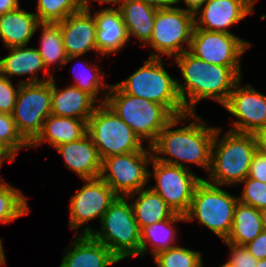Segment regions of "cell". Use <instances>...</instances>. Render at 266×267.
<instances>
[{
	"label": "cell",
	"mask_w": 266,
	"mask_h": 267,
	"mask_svg": "<svg viewBox=\"0 0 266 267\" xmlns=\"http://www.w3.org/2000/svg\"><path fill=\"white\" fill-rule=\"evenodd\" d=\"M42 37L40 48H37L47 70L51 64L65 65L67 55L65 53L61 28L58 23H40Z\"/></svg>",
	"instance_id": "f1b7e54d"
},
{
	"label": "cell",
	"mask_w": 266,
	"mask_h": 267,
	"mask_svg": "<svg viewBox=\"0 0 266 267\" xmlns=\"http://www.w3.org/2000/svg\"><path fill=\"white\" fill-rule=\"evenodd\" d=\"M176 221H186L185 215L174 213L169 219L144 227L141 230V255H145L147 251V242L153 246V256L158 252L176 246L171 244L175 240L176 232L172 223Z\"/></svg>",
	"instance_id": "83f0119b"
},
{
	"label": "cell",
	"mask_w": 266,
	"mask_h": 267,
	"mask_svg": "<svg viewBox=\"0 0 266 267\" xmlns=\"http://www.w3.org/2000/svg\"><path fill=\"white\" fill-rule=\"evenodd\" d=\"M15 160V158L4 148L0 145V160Z\"/></svg>",
	"instance_id": "ee69618b"
},
{
	"label": "cell",
	"mask_w": 266,
	"mask_h": 267,
	"mask_svg": "<svg viewBox=\"0 0 266 267\" xmlns=\"http://www.w3.org/2000/svg\"><path fill=\"white\" fill-rule=\"evenodd\" d=\"M175 61L186 83L184 87L177 82V89L187 113H194L195 105L205 98L224 105L234 85L241 79L230 67L207 63L188 51L175 56Z\"/></svg>",
	"instance_id": "7a4b0ae2"
},
{
	"label": "cell",
	"mask_w": 266,
	"mask_h": 267,
	"mask_svg": "<svg viewBox=\"0 0 266 267\" xmlns=\"http://www.w3.org/2000/svg\"><path fill=\"white\" fill-rule=\"evenodd\" d=\"M90 12V8H83L58 22L67 55L65 64L91 49L97 51L96 22Z\"/></svg>",
	"instance_id": "2e32d148"
},
{
	"label": "cell",
	"mask_w": 266,
	"mask_h": 267,
	"mask_svg": "<svg viewBox=\"0 0 266 267\" xmlns=\"http://www.w3.org/2000/svg\"><path fill=\"white\" fill-rule=\"evenodd\" d=\"M158 267H203L200 252L174 246L153 256Z\"/></svg>",
	"instance_id": "1f68e13d"
},
{
	"label": "cell",
	"mask_w": 266,
	"mask_h": 267,
	"mask_svg": "<svg viewBox=\"0 0 266 267\" xmlns=\"http://www.w3.org/2000/svg\"><path fill=\"white\" fill-rule=\"evenodd\" d=\"M195 15L179 7L157 9L153 34L149 44L158 53L150 57H161L159 53L175 57L188 51L181 43L190 46L195 27Z\"/></svg>",
	"instance_id": "30bf717a"
},
{
	"label": "cell",
	"mask_w": 266,
	"mask_h": 267,
	"mask_svg": "<svg viewBox=\"0 0 266 267\" xmlns=\"http://www.w3.org/2000/svg\"><path fill=\"white\" fill-rule=\"evenodd\" d=\"M10 53L4 58H0V74H5L10 77L13 75L32 74V77L28 81L22 80L21 83H40L53 79L50 70H47L36 48H25V46L8 48ZM45 69V73H49L50 76L46 80H40L35 72Z\"/></svg>",
	"instance_id": "cb8c5ba5"
},
{
	"label": "cell",
	"mask_w": 266,
	"mask_h": 267,
	"mask_svg": "<svg viewBox=\"0 0 266 267\" xmlns=\"http://www.w3.org/2000/svg\"><path fill=\"white\" fill-rule=\"evenodd\" d=\"M239 83L240 80L234 85L223 105L229 113L240 120L230 131L254 133L266 126V96L253 89L251 85L239 87Z\"/></svg>",
	"instance_id": "5bb4252c"
},
{
	"label": "cell",
	"mask_w": 266,
	"mask_h": 267,
	"mask_svg": "<svg viewBox=\"0 0 266 267\" xmlns=\"http://www.w3.org/2000/svg\"><path fill=\"white\" fill-rule=\"evenodd\" d=\"M55 148L64 157L66 166L82 180L100 177L102 159L88 133L77 141L60 144Z\"/></svg>",
	"instance_id": "ac0fdd59"
},
{
	"label": "cell",
	"mask_w": 266,
	"mask_h": 267,
	"mask_svg": "<svg viewBox=\"0 0 266 267\" xmlns=\"http://www.w3.org/2000/svg\"><path fill=\"white\" fill-rule=\"evenodd\" d=\"M253 135L255 137L257 149L266 153V126L257 129Z\"/></svg>",
	"instance_id": "ab89813d"
},
{
	"label": "cell",
	"mask_w": 266,
	"mask_h": 267,
	"mask_svg": "<svg viewBox=\"0 0 266 267\" xmlns=\"http://www.w3.org/2000/svg\"><path fill=\"white\" fill-rule=\"evenodd\" d=\"M87 134V122L81 119L50 114L44 121L41 132L30 143L34 147L48 141L53 147L74 142Z\"/></svg>",
	"instance_id": "603a6c76"
},
{
	"label": "cell",
	"mask_w": 266,
	"mask_h": 267,
	"mask_svg": "<svg viewBox=\"0 0 266 267\" xmlns=\"http://www.w3.org/2000/svg\"><path fill=\"white\" fill-rule=\"evenodd\" d=\"M52 79L40 83H21L12 117L17 131L30 144L41 132L51 114Z\"/></svg>",
	"instance_id": "9c48e42d"
},
{
	"label": "cell",
	"mask_w": 266,
	"mask_h": 267,
	"mask_svg": "<svg viewBox=\"0 0 266 267\" xmlns=\"http://www.w3.org/2000/svg\"><path fill=\"white\" fill-rule=\"evenodd\" d=\"M262 231L260 210L238 201L234 210L231 231L224 241L225 243L246 245Z\"/></svg>",
	"instance_id": "4316f807"
},
{
	"label": "cell",
	"mask_w": 266,
	"mask_h": 267,
	"mask_svg": "<svg viewBox=\"0 0 266 267\" xmlns=\"http://www.w3.org/2000/svg\"><path fill=\"white\" fill-rule=\"evenodd\" d=\"M248 177L266 183V153L257 149L250 165Z\"/></svg>",
	"instance_id": "74e56055"
},
{
	"label": "cell",
	"mask_w": 266,
	"mask_h": 267,
	"mask_svg": "<svg viewBox=\"0 0 266 267\" xmlns=\"http://www.w3.org/2000/svg\"><path fill=\"white\" fill-rule=\"evenodd\" d=\"M242 183L245 187L238 201L258 210L266 208V183L249 177L245 178Z\"/></svg>",
	"instance_id": "836d02e7"
},
{
	"label": "cell",
	"mask_w": 266,
	"mask_h": 267,
	"mask_svg": "<svg viewBox=\"0 0 266 267\" xmlns=\"http://www.w3.org/2000/svg\"><path fill=\"white\" fill-rule=\"evenodd\" d=\"M20 85H21V82L18 84V87L15 90L9 77H7V75L2 76L0 74V112L1 113L12 114L13 109L16 104Z\"/></svg>",
	"instance_id": "e575fe53"
},
{
	"label": "cell",
	"mask_w": 266,
	"mask_h": 267,
	"mask_svg": "<svg viewBox=\"0 0 266 267\" xmlns=\"http://www.w3.org/2000/svg\"><path fill=\"white\" fill-rule=\"evenodd\" d=\"M63 258L59 267H108L119 260L91 235L76 238L74 247Z\"/></svg>",
	"instance_id": "44dd1931"
},
{
	"label": "cell",
	"mask_w": 266,
	"mask_h": 267,
	"mask_svg": "<svg viewBox=\"0 0 266 267\" xmlns=\"http://www.w3.org/2000/svg\"><path fill=\"white\" fill-rule=\"evenodd\" d=\"M5 255H4V249L0 240V266L1 265H5L6 261H5Z\"/></svg>",
	"instance_id": "7dc6e473"
},
{
	"label": "cell",
	"mask_w": 266,
	"mask_h": 267,
	"mask_svg": "<svg viewBox=\"0 0 266 267\" xmlns=\"http://www.w3.org/2000/svg\"><path fill=\"white\" fill-rule=\"evenodd\" d=\"M125 198L117 196L111 203L100 221L101 231L87 227L83 232L103 243L119 261L141 255V229Z\"/></svg>",
	"instance_id": "5b68a950"
},
{
	"label": "cell",
	"mask_w": 266,
	"mask_h": 267,
	"mask_svg": "<svg viewBox=\"0 0 266 267\" xmlns=\"http://www.w3.org/2000/svg\"><path fill=\"white\" fill-rule=\"evenodd\" d=\"M219 133L220 128H216L209 170L211 180L207 182L219 187L223 184L240 183L248 177L250 165L257 151L255 137L253 133L229 130L218 141Z\"/></svg>",
	"instance_id": "3957f363"
},
{
	"label": "cell",
	"mask_w": 266,
	"mask_h": 267,
	"mask_svg": "<svg viewBox=\"0 0 266 267\" xmlns=\"http://www.w3.org/2000/svg\"><path fill=\"white\" fill-rule=\"evenodd\" d=\"M250 43L234 34L194 28L188 52L214 65L230 67L240 78V55Z\"/></svg>",
	"instance_id": "8fae6325"
},
{
	"label": "cell",
	"mask_w": 266,
	"mask_h": 267,
	"mask_svg": "<svg viewBox=\"0 0 266 267\" xmlns=\"http://www.w3.org/2000/svg\"><path fill=\"white\" fill-rule=\"evenodd\" d=\"M220 267H234L232 266L229 261H227L224 265L220 266Z\"/></svg>",
	"instance_id": "681fc988"
},
{
	"label": "cell",
	"mask_w": 266,
	"mask_h": 267,
	"mask_svg": "<svg viewBox=\"0 0 266 267\" xmlns=\"http://www.w3.org/2000/svg\"><path fill=\"white\" fill-rule=\"evenodd\" d=\"M3 161H4V160H0V167H1L2 163H3Z\"/></svg>",
	"instance_id": "f907efd6"
},
{
	"label": "cell",
	"mask_w": 266,
	"mask_h": 267,
	"mask_svg": "<svg viewBox=\"0 0 266 267\" xmlns=\"http://www.w3.org/2000/svg\"><path fill=\"white\" fill-rule=\"evenodd\" d=\"M87 133L102 160L144 150L141 139L106 103L94 110L87 123Z\"/></svg>",
	"instance_id": "ba28073f"
},
{
	"label": "cell",
	"mask_w": 266,
	"mask_h": 267,
	"mask_svg": "<svg viewBox=\"0 0 266 267\" xmlns=\"http://www.w3.org/2000/svg\"><path fill=\"white\" fill-rule=\"evenodd\" d=\"M151 162L157 180V184L151 189L160 195L175 213L185 215L190 208L194 190L202 178L186 168L163 163L153 156Z\"/></svg>",
	"instance_id": "4fadbf2b"
},
{
	"label": "cell",
	"mask_w": 266,
	"mask_h": 267,
	"mask_svg": "<svg viewBox=\"0 0 266 267\" xmlns=\"http://www.w3.org/2000/svg\"><path fill=\"white\" fill-rule=\"evenodd\" d=\"M106 103L141 139L151 146L161 130L175 117L164 105L124 93L116 84L108 86Z\"/></svg>",
	"instance_id": "277c9868"
},
{
	"label": "cell",
	"mask_w": 266,
	"mask_h": 267,
	"mask_svg": "<svg viewBox=\"0 0 266 267\" xmlns=\"http://www.w3.org/2000/svg\"><path fill=\"white\" fill-rule=\"evenodd\" d=\"M96 22V46L100 54L117 53L128 42V34L121 12L106 8L94 14Z\"/></svg>",
	"instance_id": "d6986e66"
},
{
	"label": "cell",
	"mask_w": 266,
	"mask_h": 267,
	"mask_svg": "<svg viewBox=\"0 0 266 267\" xmlns=\"http://www.w3.org/2000/svg\"><path fill=\"white\" fill-rule=\"evenodd\" d=\"M116 85L124 93L164 105L174 116L187 113L178 93L177 80L165 71L161 57H149L134 74Z\"/></svg>",
	"instance_id": "8992f818"
},
{
	"label": "cell",
	"mask_w": 266,
	"mask_h": 267,
	"mask_svg": "<svg viewBox=\"0 0 266 267\" xmlns=\"http://www.w3.org/2000/svg\"><path fill=\"white\" fill-rule=\"evenodd\" d=\"M237 203L238 198L202 179L194 190L185 220L195 217L224 241L231 231Z\"/></svg>",
	"instance_id": "52a82bcc"
},
{
	"label": "cell",
	"mask_w": 266,
	"mask_h": 267,
	"mask_svg": "<svg viewBox=\"0 0 266 267\" xmlns=\"http://www.w3.org/2000/svg\"><path fill=\"white\" fill-rule=\"evenodd\" d=\"M19 7V0H0V16Z\"/></svg>",
	"instance_id": "b9f144b4"
},
{
	"label": "cell",
	"mask_w": 266,
	"mask_h": 267,
	"mask_svg": "<svg viewBox=\"0 0 266 267\" xmlns=\"http://www.w3.org/2000/svg\"><path fill=\"white\" fill-rule=\"evenodd\" d=\"M263 231H266V208L260 210Z\"/></svg>",
	"instance_id": "bcb514c9"
},
{
	"label": "cell",
	"mask_w": 266,
	"mask_h": 267,
	"mask_svg": "<svg viewBox=\"0 0 266 267\" xmlns=\"http://www.w3.org/2000/svg\"><path fill=\"white\" fill-rule=\"evenodd\" d=\"M255 0H208L194 19L195 27L232 34L227 28L253 12ZM205 25V27L203 26Z\"/></svg>",
	"instance_id": "e0dca14e"
},
{
	"label": "cell",
	"mask_w": 266,
	"mask_h": 267,
	"mask_svg": "<svg viewBox=\"0 0 266 267\" xmlns=\"http://www.w3.org/2000/svg\"><path fill=\"white\" fill-rule=\"evenodd\" d=\"M94 103L95 99L90 94L75 86L70 85L58 90L52 79V115L81 119L88 123L96 109Z\"/></svg>",
	"instance_id": "ffe728a7"
},
{
	"label": "cell",
	"mask_w": 266,
	"mask_h": 267,
	"mask_svg": "<svg viewBox=\"0 0 266 267\" xmlns=\"http://www.w3.org/2000/svg\"><path fill=\"white\" fill-rule=\"evenodd\" d=\"M82 1H83L84 8H90L89 0H82ZM93 1H99L100 3H113L114 5H116L121 0H93Z\"/></svg>",
	"instance_id": "f6af8a7d"
},
{
	"label": "cell",
	"mask_w": 266,
	"mask_h": 267,
	"mask_svg": "<svg viewBox=\"0 0 266 267\" xmlns=\"http://www.w3.org/2000/svg\"><path fill=\"white\" fill-rule=\"evenodd\" d=\"M137 193L139 195L132 203V208L141 230L146 226L169 219L175 213L164 199L151 188L145 190L140 189L127 197L130 198Z\"/></svg>",
	"instance_id": "484cf974"
},
{
	"label": "cell",
	"mask_w": 266,
	"mask_h": 267,
	"mask_svg": "<svg viewBox=\"0 0 266 267\" xmlns=\"http://www.w3.org/2000/svg\"><path fill=\"white\" fill-rule=\"evenodd\" d=\"M256 267H266V258L258 260Z\"/></svg>",
	"instance_id": "c3c4849f"
},
{
	"label": "cell",
	"mask_w": 266,
	"mask_h": 267,
	"mask_svg": "<svg viewBox=\"0 0 266 267\" xmlns=\"http://www.w3.org/2000/svg\"><path fill=\"white\" fill-rule=\"evenodd\" d=\"M84 8L82 0H37L40 23H58Z\"/></svg>",
	"instance_id": "f546056e"
},
{
	"label": "cell",
	"mask_w": 266,
	"mask_h": 267,
	"mask_svg": "<svg viewBox=\"0 0 266 267\" xmlns=\"http://www.w3.org/2000/svg\"><path fill=\"white\" fill-rule=\"evenodd\" d=\"M86 184L70 200V226L77 229L85 222L102 216L117 195L100 177L84 180Z\"/></svg>",
	"instance_id": "9a60e30c"
},
{
	"label": "cell",
	"mask_w": 266,
	"mask_h": 267,
	"mask_svg": "<svg viewBox=\"0 0 266 267\" xmlns=\"http://www.w3.org/2000/svg\"><path fill=\"white\" fill-rule=\"evenodd\" d=\"M180 1L181 0H176L177 3ZM207 1L208 0H183V2H185V4H187L188 6V8L184 10H186L189 13H192L196 17L197 12H199L203 4H205Z\"/></svg>",
	"instance_id": "60d3db41"
},
{
	"label": "cell",
	"mask_w": 266,
	"mask_h": 267,
	"mask_svg": "<svg viewBox=\"0 0 266 267\" xmlns=\"http://www.w3.org/2000/svg\"><path fill=\"white\" fill-rule=\"evenodd\" d=\"M28 213L26 197L19 189L13 188L6 182L0 183V222L8 224Z\"/></svg>",
	"instance_id": "4dcf8cb0"
},
{
	"label": "cell",
	"mask_w": 266,
	"mask_h": 267,
	"mask_svg": "<svg viewBox=\"0 0 266 267\" xmlns=\"http://www.w3.org/2000/svg\"><path fill=\"white\" fill-rule=\"evenodd\" d=\"M124 25L128 34L147 43L152 37L157 8L140 0H121L119 2Z\"/></svg>",
	"instance_id": "d4e9b609"
},
{
	"label": "cell",
	"mask_w": 266,
	"mask_h": 267,
	"mask_svg": "<svg viewBox=\"0 0 266 267\" xmlns=\"http://www.w3.org/2000/svg\"><path fill=\"white\" fill-rule=\"evenodd\" d=\"M247 250L257 259L266 258V231H262L254 240L244 245Z\"/></svg>",
	"instance_id": "f35d334b"
},
{
	"label": "cell",
	"mask_w": 266,
	"mask_h": 267,
	"mask_svg": "<svg viewBox=\"0 0 266 267\" xmlns=\"http://www.w3.org/2000/svg\"><path fill=\"white\" fill-rule=\"evenodd\" d=\"M231 249L229 263L234 267H256L258 260L244 245L227 243Z\"/></svg>",
	"instance_id": "8d00e7d4"
},
{
	"label": "cell",
	"mask_w": 266,
	"mask_h": 267,
	"mask_svg": "<svg viewBox=\"0 0 266 267\" xmlns=\"http://www.w3.org/2000/svg\"><path fill=\"white\" fill-rule=\"evenodd\" d=\"M143 2H146L150 6L157 8V9H163V8H171L172 5L177 4L176 0H140Z\"/></svg>",
	"instance_id": "7bdbcfd3"
},
{
	"label": "cell",
	"mask_w": 266,
	"mask_h": 267,
	"mask_svg": "<svg viewBox=\"0 0 266 267\" xmlns=\"http://www.w3.org/2000/svg\"><path fill=\"white\" fill-rule=\"evenodd\" d=\"M40 25L35 13L18 7L0 16V37L7 48L26 46Z\"/></svg>",
	"instance_id": "7402d4cb"
},
{
	"label": "cell",
	"mask_w": 266,
	"mask_h": 267,
	"mask_svg": "<svg viewBox=\"0 0 266 267\" xmlns=\"http://www.w3.org/2000/svg\"><path fill=\"white\" fill-rule=\"evenodd\" d=\"M0 145L14 158L21 147H30V144L17 131L11 114L0 112Z\"/></svg>",
	"instance_id": "d6a6232c"
},
{
	"label": "cell",
	"mask_w": 266,
	"mask_h": 267,
	"mask_svg": "<svg viewBox=\"0 0 266 267\" xmlns=\"http://www.w3.org/2000/svg\"><path fill=\"white\" fill-rule=\"evenodd\" d=\"M84 66L88 69V72L89 70L90 71L94 70L93 68L89 67L87 64ZM98 70H99L98 67H96V70H94L96 73L91 74L92 73L91 71L90 72L91 75L89 74V76L87 75L88 73L86 74V71H85L86 75L83 73V75L80 74V76H77L74 73L75 78H76V83L73 84L72 86H75L78 89L87 92L95 99V97L98 95L97 93H99V89H100L99 86L102 83L101 79H103Z\"/></svg>",
	"instance_id": "d590c367"
},
{
	"label": "cell",
	"mask_w": 266,
	"mask_h": 267,
	"mask_svg": "<svg viewBox=\"0 0 266 267\" xmlns=\"http://www.w3.org/2000/svg\"><path fill=\"white\" fill-rule=\"evenodd\" d=\"M187 116L197 119V122L201 121V118H198L194 113H185L175 116L161 130L156 141L149 146V151L173 156L175 159H169L163 156L159 157V155L156 156V154L154 155L151 153L156 160L163 163L189 169L188 166L183 165L180 161L193 162L209 172L216 128L206 127V124L196 123L194 120L190 125L184 128L169 130L182 119H186Z\"/></svg>",
	"instance_id": "6da1fadb"
},
{
	"label": "cell",
	"mask_w": 266,
	"mask_h": 267,
	"mask_svg": "<svg viewBox=\"0 0 266 267\" xmlns=\"http://www.w3.org/2000/svg\"><path fill=\"white\" fill-rule=\"evenodd\" d=\"M149 151H136L118 156L107 157L102 160L100 178L107 183L117 196H129L145 187L150 171L149 165L152 156ZM110 171L107 175L106 172Z\"/></svg>",
	"instance_id": "7c38bea8"
}]
</instances>
